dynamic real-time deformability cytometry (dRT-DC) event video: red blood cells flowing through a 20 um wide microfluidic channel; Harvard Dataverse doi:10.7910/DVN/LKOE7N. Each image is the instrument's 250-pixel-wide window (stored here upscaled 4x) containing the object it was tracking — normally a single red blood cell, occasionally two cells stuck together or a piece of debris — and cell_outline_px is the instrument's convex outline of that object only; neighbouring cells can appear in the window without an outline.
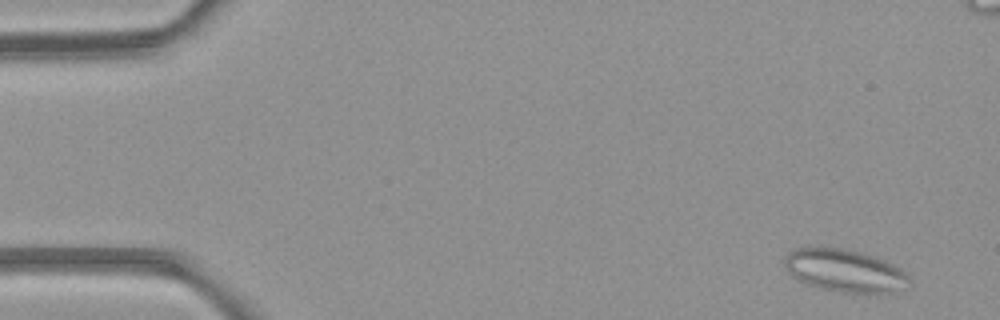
{"species": "common noctule bat (a hibernating species)", "species_latin": "Nyctalus noctula", "temperature_condition": "room temperature", "stored_images_in_passage": 5, "camera_frame_rate_fps": 3000, "um_per_image_px": 0.085, "animal": {"sex": "female", "body_mass_g": 21.9}, "frame": {"image": 1, "passage_image": 1, "time_ms": 0.0, "image_size_px": [1000, 320], "cell_outline_px": [[912, 284], [904, 288], [888, 292], [868, 296], [840, 292], [820, 288], [808, 284], [792, 276], [784, 268], [784, 256], [792, 248], [812, 244], [820, 244], [860, 252], [884, 260], [900, 268], [912, 280]], "centroid_in_image_um": [71.76, 22.99], "position_along_channel_um": 13.2, "area_um2": 32.25}}